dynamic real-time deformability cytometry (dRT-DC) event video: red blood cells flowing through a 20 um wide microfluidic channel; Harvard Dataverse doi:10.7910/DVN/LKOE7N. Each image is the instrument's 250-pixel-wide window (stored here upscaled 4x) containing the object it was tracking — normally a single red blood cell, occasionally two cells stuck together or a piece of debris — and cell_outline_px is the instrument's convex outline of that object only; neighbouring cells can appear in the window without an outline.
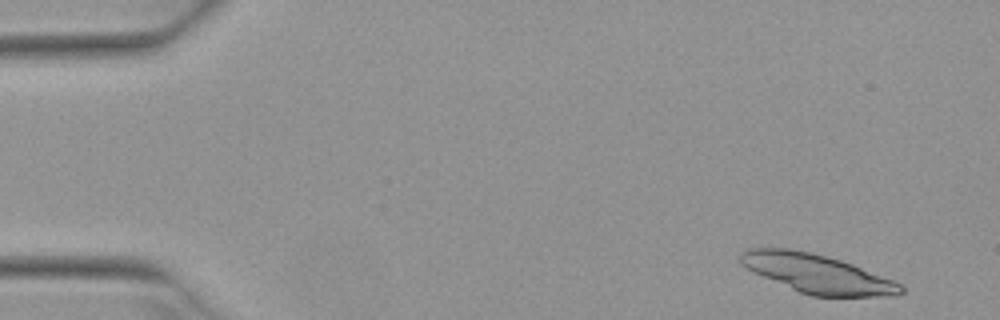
{"species": "Egyptian fruit bat (a non-hibernating species)", "species_latin": "Rousettus aegyptiacus", "temperature_condition": "warm", "stored_images_in_passage": 5, "camera_frame_rate_fps": 3000, "um_per_image_px": 0.085, "animal": {"sex": "female"}, "frame": {"image": 1, "passage_image": 1, "time_ms": 0.0, "image_size_px": [1000, 320], "cell_outline_px": [[904, 292], [896, 296], [812, 296], [800, 292], [764, 276], [740, 264], [740, 252], [748, 248], [788, 248], [808, 252], [840, 260], [852, 264], [892, 280], [900, 284], [904, 288]], "centroid_in_image_um": [69.47, 23.26], "position_along_channel_um": 15.5, "area_um2": 35.49}}
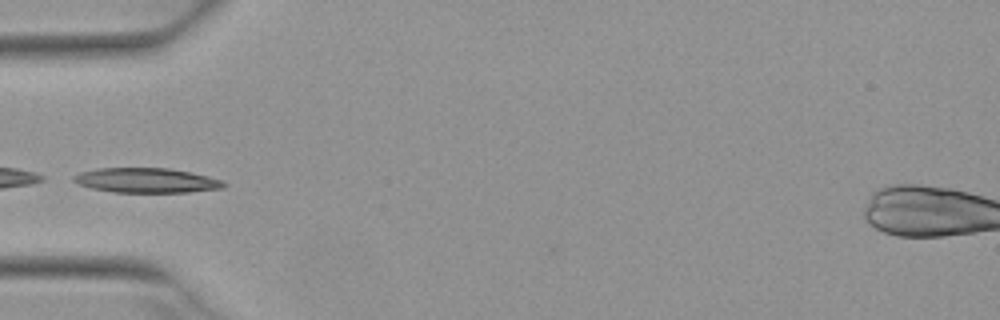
{"frame": {"image": 2, "passage_image": 5, "time_ms": 1.333, "image_size_px": [1000, 320], "cell_outline_px": [[224, 188], [188, 192], [112, 192], [92, 188], [80, 184], [72, 180], [72, 176], [80, 172], [96, 168], [168, 168], [192, 172], [224, 180]], "centroid_in_image_um": [12.45, 15.32], "position_along_channel_um": 72.6, "area_um2": 21.68}}